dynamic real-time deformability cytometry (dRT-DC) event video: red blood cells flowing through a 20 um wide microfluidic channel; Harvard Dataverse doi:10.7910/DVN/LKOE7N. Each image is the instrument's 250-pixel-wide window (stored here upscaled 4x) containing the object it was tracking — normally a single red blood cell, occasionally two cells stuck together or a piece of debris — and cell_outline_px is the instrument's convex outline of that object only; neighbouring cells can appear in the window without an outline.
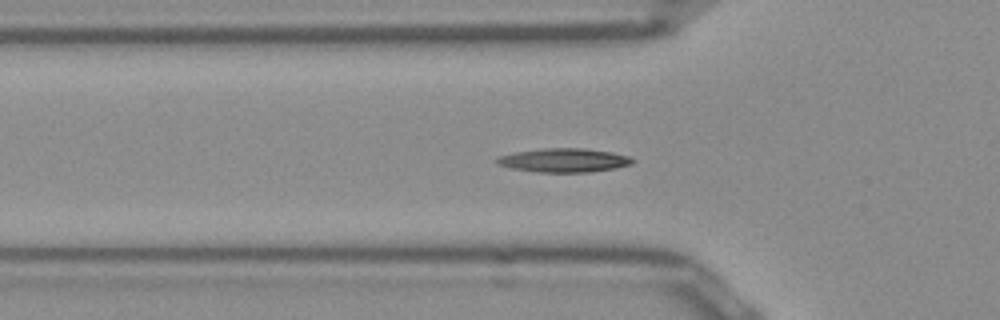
{"species": "Egyptian fruit bat (a non-hibernating species)", "species_latin": "Rousettus aegyptiacus", "temperature_condition": "room temperature", "stored_images_in_passage": 38, "camera_frame_rate_fps": 3000, "um_per_image_px": 0.085, "frame": {"image": 1, "passage_image": 2, "time_ms": 0.333, "image_size_px": [1000, 320], "cell_outline_px": [[636, 160], [632, 164], [616, 168], [588, 172], [540, 172], [512, 168], [496, 164], [496, 156], [516, 152], [544, 148], [584, 148], [612, 152], [632, 156]], "centroid_in_image_um": [47.98, 13.61], "position_along_channel_um": 77.8, "area_um2": 18.96}}
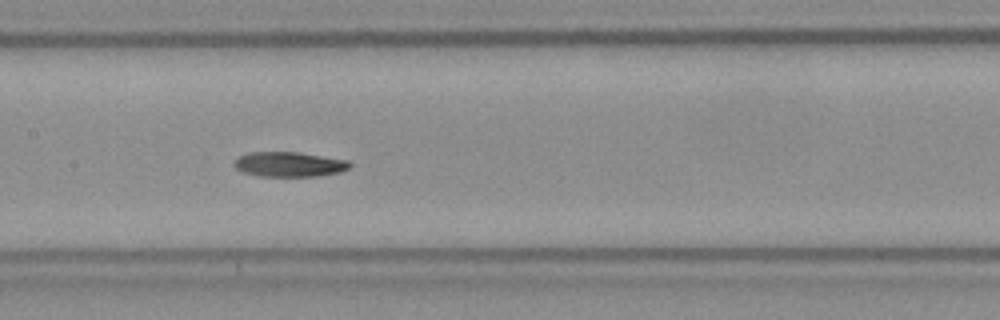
{"frame": {"image": 2, "passage_image": 10, "time_ms": 3.0, "image_size_px": [1000, 320], "cell_outline_px": [[352, 164], [348, 168], [340, 172], [316, 176], [260, 176], [244, 172], [236, 168], [236, 160], [240, 156], [248, 152], [300, 152], [348, 160]], "centroid_in_image_um": [24.63, 13.96], "position_along_channel_um": 182.8, "area_um2": 16.59}}
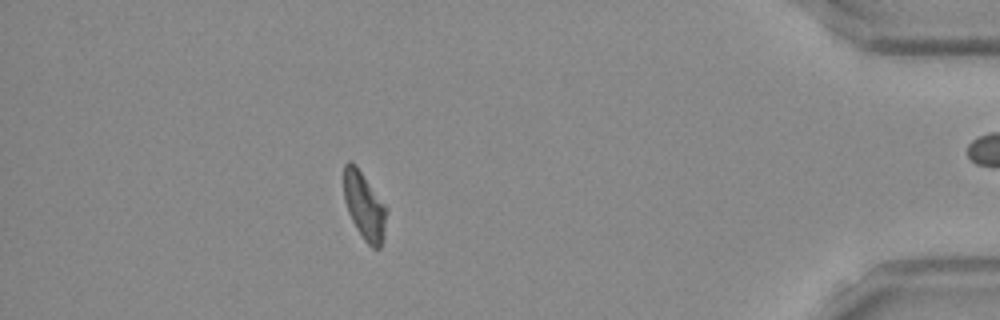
{"frame": {"image": 3, "passage_image": 31, "time_ms": 10.0, "image_size_px": [1000, 320], "cell_outline_px": [[388, 208], [384, 236], [380, 248], [372, 248], [364, 240], [356, 228], [348, 212], [344, 200], [344, 164], [348, 160], [356, 164]], "centroid_in_image_um": [30.98, 17.49], "position_along_channel_um": 404.2, "area_um2": 16.99}, "authors_computed_cell_mechanics": {"area_um2": 17.0221, "velocity_mm_per_s": 3.8982, "shape_relaxation_time_tau1_ms": 7.191, "shape_relaxation_time_tau2_ms": null, "deformation_change_tau1": 0.1751, "deformation_change_tau2": null}}